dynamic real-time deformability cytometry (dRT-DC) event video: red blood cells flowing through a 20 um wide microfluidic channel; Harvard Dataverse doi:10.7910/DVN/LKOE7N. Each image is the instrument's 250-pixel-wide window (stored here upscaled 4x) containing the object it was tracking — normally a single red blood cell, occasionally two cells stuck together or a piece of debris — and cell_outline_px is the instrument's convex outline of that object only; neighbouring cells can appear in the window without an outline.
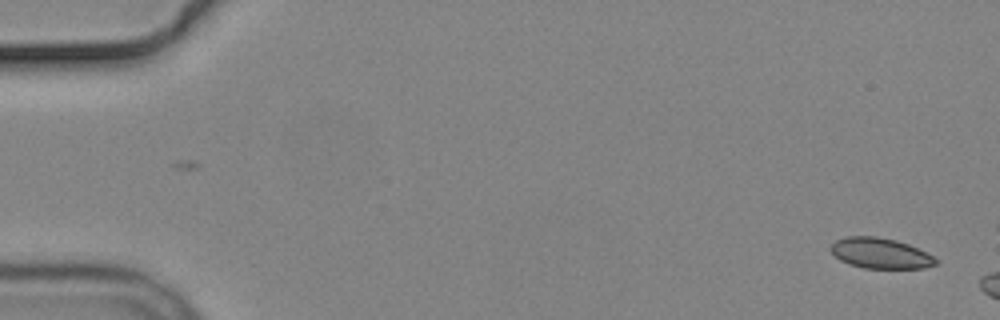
{"species": "common noctule bat (a hibernating species)", "species_latin": "Nyctalus noctula", "temperature_condition": "cold", "stored_images_in_passage": 2, "camera_frame_rate_fps": 3000, "um_per_image_px": 0.085, "animal": {"sex": "male", "body_mass_g": 19.2, "forearm_length_mm": 51.8}, "frame": {"image": 1, "passage_image": 2, "time_ms": 1.333, "image_size_px": [1000, 320], "cell_outline_px": [[940, 260], [936, 264], [924, 268], [864, 268], [848, 264], [840, 260], [828, 248], [836, 240], [848, 236], [876, 236], [896, 240], [908, 244]], "centroid_in_image_um": [74.81, 21.52], "position_along_channel_um": 10.2, "area_um2": 18.61}}